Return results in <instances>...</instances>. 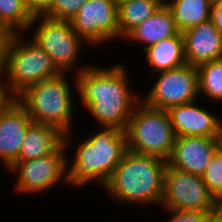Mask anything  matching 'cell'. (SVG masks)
<instances>
[{
	"label": "cell",
	"mask_w": 222,
	"mask_h": 222,
	"mask_svg": "<svg viewBox=\"0 0 222 222\" xmlns=\"http://www.w3.org/2000/svg\"><path fill=\"white\" fill-rule=\"evenodd\" d=\"M119 62V63H117ZM102 66L94 63L74 74L77 96L82 108L99 127H116L125 131L141 95L132 87L127 62ZM94 118V119H93Z\"/></svg>",
	"instance_id": "1"
},
{
	"label": "cell",
	"mask_w": 222,
	"mask_h": 222,
	"mask_svg": "<svg viewBox=\"0 0 222 222\" xmlns=\"http://www.w3.org/2000/svg\"><path fill=\"white\" fill-rule=\"evenodd\" d=\"M87 137L76 142L72 159L68 154V185L74 189L94 183L102 190L127 151V135L116 127L101 126Z\"/></svg>",
	"instance_id": "2"
},
{
	"label": "cell",
	"mask_w": 222,
	"mask_h": 222,
	"mask_svg": "<svg viewBox=\"0 0 222 222\" xmlns=\"http://www.w3.org/2000/svg\"><path fill=\"white\" fill-rule=\"evenodd\" d=\"M166 167L164 159L127 150L102 191L130 208L160 207Z\"/></svg>",
	"instance_id": "3"
},
{
	"label": "cell",
	"mask_w": 222,
	"mask_h": 222,
	"mask_svg": "<svg viewBox=\"0 0 222 222\" xmlns=\"http://www.w3.org/2000/svg\"><path fill=\"white\" fill-rule=\"evenodd\" d=\"M69 73H61L56 77L45 79L27 87L17 96V101L26 109L34 123L56 127L66 134L74 131L73 117L76 111L73 92H77L75 75L71 87ZM74 90V91H72ZM74 98V99H73Z\"/></svg>",
	"instance_id": "4"
},
{
	"label": "cell",
	"mask_w": 222,
	"mask_h": 222,
	"mask_svg": "<svg viewBox=\"0 0 222 222\" xmlns=\"http://www.w3.org/2000/svg\"><path fill=\"white\" fill-rule=\"evenodd\" d=\"M26 36V33L11 34L5 51L3 70L16 97L27 87L62 73L50 55Z\"/></svg>",
	"instance_id": "5"
},
{
	"label": "cell",
	"mask_w": 222,
	"mask_h": 222,
	"mask_svg": "<svg viewBox=\"0 0 222 222\" xmlns=\"http://www.w3.org/2000/svg\"><path fill=\"white\" fill-rule=\"evenodd\" d=\"M30 30L33 32L31 40L50 55L62 73H71L74 76V73L78 74L90 66L91 62L84 63L85 65L79 63L82 60L80 54L84 51L83 46L87 43L73 31L70 21L37 15L26 34Z\"/></svg>",
	"instance_id": "6"
},
{
	"label": "cell",
	"mask_w": 222,
	"mask_h": 222,
	"mask_svg": "<svg viewBox=\"0 0 222 222\" xmlns=\"http://www.w3.org/2000/svg\"><path fill=\"white\" fill-rule=\"evenodd\" d=\"M125 132L127 150L165 161L170 157L176 136L167 110L151 108L141 101L133 110Z\"/></svg>",
	"instance_id": "7"
},
{
	"label": "cell",
	"mask_w": 222,
	"mask_h": 222,
	"mask_svg": "<svg viewBox=\"0 0 222 222\" xmlns=\"http://www.w3.org/2000/svg\"><path fill=\"white\" fill-rule=\"evenodd\" d=\"M73 131L64 134V142L51 154L36 159L22 162H14L7 172L13 177H17L14 182V191L16 194L30 196L33 194H44L55 187L64 183L68 185V168L67 159L69 153L67 150L72 149L71 144L74 141ZM73 140V141H71ZM60 183V184H59Z\"/></svg>",
	"instance_id": "8"
},
{
	"label": "cell",
	"mask_w": 222,
	"mask_h": 222,
	"mask_svg": "<svg viewBox=\"0 0 222 222\" xmlns=\"http://www.w3.org/2000/svg\"><path fill=\"white\" fill-rule=\"evenodd\" d=\"M150 91L141 101L155 109L169 110L173 106L187 104L198 100L199 84L197 67L185 64L183 66L157 72Z\"/></svg>",
	"instance_id": "9"
},
{
	"label": "cell",
	"mask_w": 222,
	"mask_h": 222,
	"mask_svg": "<svg viewBox=\"0 0 222 222\" xmlns=\"http://www.w3.org/2000/svg\"><path fill=\"white\" fill-rule=\"evenodd\" d=\"M70 24L90 48L119 40L117 4L113 0H88Z\"/></svg>",
	"instance_id": "10"
},
{
	"label": "cell",
	"mask_w": 222,
	"mask_h": 222,
	"mask_svg": "<svg viewBox=\"0 0 222 222\" xmlns=\"http://www.w3.org/2000/svg\"><path fill=\"white\" fill-rule=\"evenodd\" d=\"M218 203L206 187L202 176L184 172L167 165L160 207L209 211Z\"/></svg>",
	"instance_id": "11"
},
{
	"label": "cell",
	"mask_w": 222,
	"mask_h": 222,
	"mask_svg": "<svg viewBox=\"0 0 222 222\" xmlns=\"http://www.w3.org/2000/svg\"><path fill=\"white\" fill-rule=\"evenodd\" d=\"M216 151V138L179 136L175 138L167 165L184 172L202 176Z\"/></svg>",
	"instance_id": "12"
},
{
	"label": "cell",
	"mask_w": 222,
	"mask_h": 222,
	"mask_svg": "<svg viewBox=\"0 0 222 222\" xmlns=\"http://www.w3.org/2000/svg\"><path fill=\"white\" fill-rule=\"evenodd\" d=\"M208 107L199 105L198 100H196L191 103L173 106L167 110L175 136L216 138L222 119L218 112L213 113Z\"/></svg>",
	"instance_id": "13"
},
{
	"label": "cell",
	"mask_w": 222,
	"mask_h": 222,
	"mask_svg": "<svg viewBox=\"0 0 222 222\" xmlns=\"http://www.w3.org/2000/svg\"><path fill=\"white\" fill-rule=\"evenodd\" d=\"M33 123L16 100L0 114V162L8 169L19 157L28 127Z\"/></svg>",
	"instance_id": "14"
},
{
	"label": "cell",
	"mask_w": 222,
	"mask_h": 222,
	"mask_svg": "<svg viewBox=\"0 0 222 222\" xmlns=\"http://www.w3.org/2000/svg\"><path fill=\"white\" fill-rule=\"evenodd\" d=\"M187 64L199 66L222 58V35L209 19L182 32Z\"/></svg>",
	"instance_id": "15"
},
{
	"label": "cell",
	"mask_w": 222,
	"mask_h": 222,
	"mask_svg": "<svg viewBox=\"0 0 222 222\" xmlns=\"http://www.w3.org/2000/svg\"><path fill=\"white\" fill-rule=\"evenodd\" d=\"M178 33L173 14L163 3L151 17L132 30L123 41L124 43L129 41L130 44L138 43V46L141 44V46L143 45L142 51H144L149 46Z\"/></svg>",
	"instance_id": "16"
},
{
	"label": "cell",
	"mask_w": 222,
	"mask_h": 222,
	"mask_svg": "<svg viewBox=\"0 0 222 222\" xmlns=\"http://www.w3.org/2000/svg\"><path fill=\"white\" fill-rule=\"evenodd\" d=\"M147 61L148 76L187 64L182 33L161 40L143 51Z\"/></svg>",
	"instance_id": "17"
},
{
	"label": "cell",
	"mask_w": 222,
	"mask_h": 222,
	"mask_svg": "<svg viewBox=\"0 0 222 222\" xmlns=\"http://www.w3.org/2000/svg\"><path fill=\"white\" fill-rule=\"evenodd\" d=\"M64 142V134L56 127L32 123L26 132L19 157L15 162L36 159L53 153Z\"/></svg>",
	"instance_id": "18"
},
{
	"label": "cell",
	"mask_w": 222,
	"mask_h": 222,
	"mask_svg": "<svg viewBox=\"0 0 222 222\" xmlns=\"http://www.w3.org/2000/svg\"><path fill=\"white\" fill-rule=\"evenodd\" d=\"M164 0H127L117 5L119 40L151 17Z\"/></svg>",
	"instance_id": "19"
},
{
	"label": "cell",
	"mask_w": 222,
	"mask_h": 222,
	"mask_svg": "<svg viewBox=\"0 0 222 222\" xmlns=\"http://www.w3.org/2000/svg\"><path fill=\"white\" fill-rule=\"evenodd\" d=\"M180 33L210 19V0H164Z\"/></svg>",
	"instance_id": "20"
},
{
	"label": "cell",
	"mask_w": 222,
	"mask_h": 222,
	"mask_svg": "<svg viewBox=\"0 0 222 222\" xmlns=\"http://www.w3.org/2000/svg\"><path fill=\"white\" fill-rule=\"evenodd\" d=\"M33 19L24 0H0V26L11 34L26 33Z\"/></svg>",
	"instance_id": "21"
},
{
	"label": "cell",
	"mask_w": 222,
	"mask_h": 222,
	"mask_svg": "<svg viewBox=\"0 0 222 222\" xmlns=\"http://www.w3.org/2000/svg\"><path fill=\"white\" fill-rule=\"evenodd\" d=\"M199 96L213 103L222 101V58L197 66Z\"/></svg>",
	"instance_id": "22"
},
{
	"label": "cell",
	"mask_w": 222,
	"mask_h": 222,
	"mask_svg": "<svg viewBox=\"0 0 222 222\" xmlns=\"http://www.w3.org/2000/svg\"><path fill=\"white\" fill-rule=\"evenodd\" d=\"M202 179L209 192L222 203V154L218 150L212 156Z\"/></svg>",
	"instance_id": "23"
},
{
	"label": "cell",
	"mask_w": 222,
	"mask_h": 222,
	"mask_svg": "<svg viewBox=\"0 0 222 222\" xmlns=\"http://www.w3.org/2000/svg\"><path fill=\"white\" fill-rule=\"evenodd\" d=\"M88 0H53L52 5L42 14L55 19L70 21Z\"/></svg>",
	"instance_id": "24"
},
{
	"label": "cell",
	"mask_w": 222,
	"mask_h": 222,
	"mask_svg": "<svg viewBox=\"0 0 222 222\" xmlns=\"http://www.w3.org/2000/svg\"><path fill=\"white\" fill-rule=\"evenodd\" d=\"M169 214V220L165 222H207L208 211H191L161 207Z\"/></svg>",
	"instance_id": "25"
},
{
	"label": "cell",
	"mask_w": 222,
	"mask_h": 222,
	"mask_svg": "<svg viewBox=\"0 0 222 222\" xmlns=\"http://www.w3.org/2000/svg\"><path fill=\"white\" fill-rule=\"evenodd\" d=\"M17 97L10 90L3 68H0V114L5 111Z\"/></svg>",
	"instance_id": "26"
},
{
	"label": "cell",
	"mask_w": 222,
	"mask_h": 222,
	"mask_svg": "<svg viewBox=\"0 0 222 222\" xmlns=\"http://www.w3.org/2000/svg\"><path fill=\"white\" fill-rule=\"evenodd\" d=\"M33 16L42 15L51 5L53 0H24Z\"/></svg>",
	"instance_id": "27"
},
{
	"label": "cell",
	"mask_w": 222,
	"mask_h": 222,
	"mask_svg": "<svg viewBox=\"0 0 222 222\" xmlns=\"http://www.w3.org/2000/svg\"><path fill=\"white\" fill-rule=\"evenodd\" d=\"M210 20L222 35V2L212 3Z\"/></svg>",
	"instance_id": "28"
},
{
	"label": "cell",
	"mask_w": 222,
	"mask_h": 222,
	"mask_svg": "<svg viewBox=\"0 0 222 222\" xmlns=\"http://www.w3.org/2000/svg\"><path fill=\"white\" fill-rule=\"evenodd\" d=\"M11 33L4 27L0 26V68H3L5 61V51Z\"/></svg>",
	"instance_id": "29"
},
{
	"label": "cell",
	"mask_w": 222,
	"mask_h": 222,
	"mask_svg": "<svg viewBox=\"0 0 222 222\" xmlns=\"http://www.w3.org/2000/svg\"><path fill=\"white\" fill-rule=\"evenodd\" d=\"M207 222H222V203H218L214 208L208 211Z\"/></svg>",
	"instance_id": "30"
},
{
	"label": "cell",
	"mask_w": 222,
	"mask_h": 222,
	"mask_svg": "<svg viewBox=\"0 0 222 222\" xmlns=\"http://www.w3.org/2000/svg\"><path fill=\"white\" fill-rule=\"evenodd\" d=\"M217 150L222 154V122L216 135Z\"/></svg>",
	"instance_id": "31"
},
{
	"label": "cell",
	"mask_w": 222,
	"mask_h": 222,
	"mask_svg": "<svg viewBox=\"0 0 222 222\" xmlns=\"http://www.w3.org/2000/svg\"><path fill=\"white\" fill-rule=\"evenodd\" d=\"M117 5L127 0H113Z\"/></svg>",
	"instance_id": "32"
},
{
	"label": "cell",
	"mask_w": 222,
	"mask_h": 222,
	"mask_svg": "<svg viewBox=\"0 0 222 222\" xmlns=\"http://www.w3.org/2000/svg\"><path fill=\"white\" fill-rule=\"evenodd\" d=\"M212 3L222 2V0H210Z\"/></svg>",
	"instance_id": "33"
}]
</instances>
